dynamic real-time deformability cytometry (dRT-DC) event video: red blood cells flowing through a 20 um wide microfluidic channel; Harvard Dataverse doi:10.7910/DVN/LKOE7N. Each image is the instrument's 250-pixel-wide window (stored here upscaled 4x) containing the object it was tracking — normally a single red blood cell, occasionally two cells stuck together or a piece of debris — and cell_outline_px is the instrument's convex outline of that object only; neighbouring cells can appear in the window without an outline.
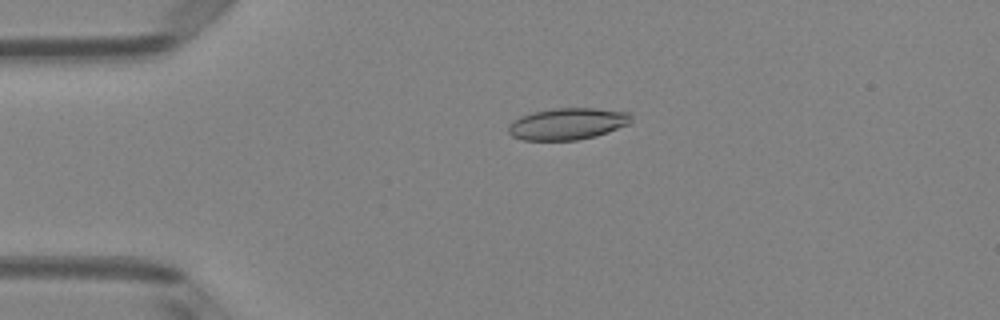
{"species": "Egyptian fruit bat (a non-hibernating species)", "species_latin": "Rousettus aegyptiacus", "temperature_condition": "room temperature", "stored_images_in_passage": 3, "camera_frame_rate_fps": 3000, "um_per_image_px": 0.085, "animal": {"sex": "female"}, "frame": {"image": 1, "passage_image": 3, "time_ms": 0.667, "image_size_px": [1000, 320], "cell_outline_px": [[632, 116], [628, 124], [608, 132], [596, 136], [576, 140], [524, 140], [512, 136], [508, 132], [508, 124], [512, 120], [520, 116], [532, 112], [552, 108], [596, 108], [632, 112]], "centroid_in_image_um": [48.22, 10.51], "position_along_channel_um": 36.8, "area_um2": 22.89}}